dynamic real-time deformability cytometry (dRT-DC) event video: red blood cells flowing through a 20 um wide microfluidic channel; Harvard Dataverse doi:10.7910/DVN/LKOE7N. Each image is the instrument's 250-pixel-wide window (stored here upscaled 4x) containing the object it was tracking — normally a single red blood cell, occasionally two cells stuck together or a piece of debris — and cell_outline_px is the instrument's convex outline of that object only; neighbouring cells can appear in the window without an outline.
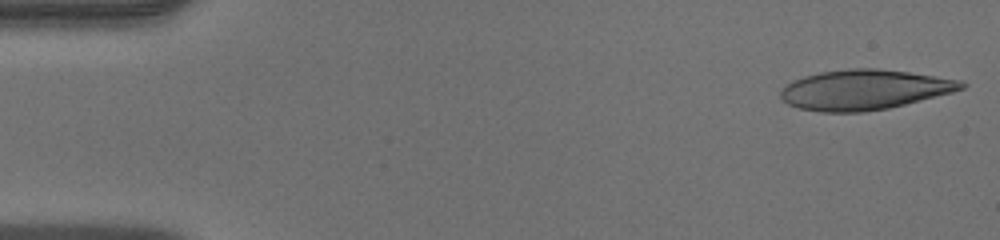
{"species": "human", "species_latin": "Homo sapiens", "temperature_condition": "warm", "stored_images_in_passage": 49, "camera_frame_rate_fps": 3000, "um_per_image_px": 0.085, "donor": {"sex": "male"}, "frame": {"image": 1, "passage_image": 1, "time_ms": 0.0, "image_size_px": [1000, 240], "cell_outline_px": [[968, 84], [964, 88], [952, 92], [888, 108], [860, 112], [820, 112], [800, 108], [788, 104], [780, 96], [780, 92], [792, 80], [804, 76], [820, 72], [848, 68], [876, 68], [908, 72], [960, 80]], "centroid_in_image_um": [73.45, 7.62], "position_along_channel_um": 11.5, "area_um2": 41.85}}
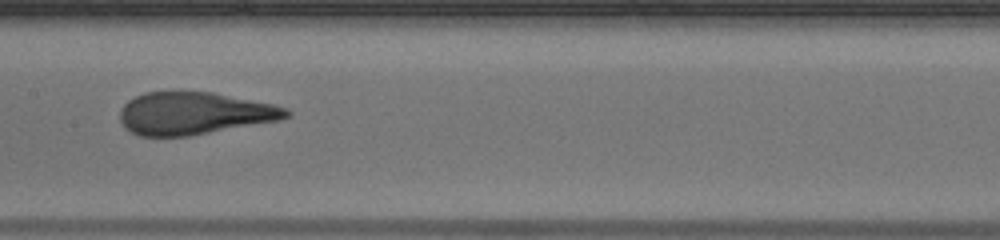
{"frame": {"image": 2, "passage_image": 24, "time_ms": 7.667, "image_size_px": [1000, 240], "cell_outline_px": [[292, 112], [288, 116], [280, 120], [188, 136], [140, 136], [124, 128], [120, 120], [120, 108], [128, 100], [144, 92], [212, 92], [272, 104], [288, 108]], "centroid_in_image_um": [16.49, 9.64], "position_along_channel_um": 190.9, "area_um2": 40.98}}
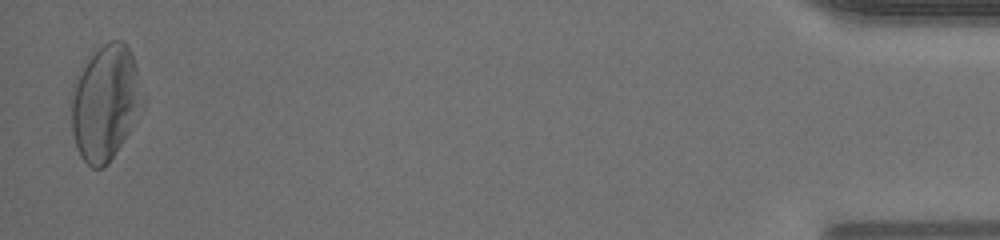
{"frame": {"image": 3, "passage_image": 48, "time_ms": 15.667, "image_size_px": [1000, 240], "cell_outline_px": [[148, 100], [144, 108], [108, 164], [104, 168], [92, 168], [80, 156], [76, 148], [72, 132], [72, 84], [76, 76], [88, 60], [104, 44], [112, 40], [120, 40], [128, 44], [132, 52]], "centroid_in_image_um": [9.02, 8.72], "position_along_channel_um": 426.2, "area_um2": 48.67}, "authors_computed_cell_mechanics": {"area_um2": 42.8876, "velocity_mm_per_s": 4.0751, "shape_relaxation_time_tau1_ms": 6.0868, "shape_relaxation_time_tau2_ms": null, "deformation_change_tau1": 0.2048, "deformation_change_tau2": null}}